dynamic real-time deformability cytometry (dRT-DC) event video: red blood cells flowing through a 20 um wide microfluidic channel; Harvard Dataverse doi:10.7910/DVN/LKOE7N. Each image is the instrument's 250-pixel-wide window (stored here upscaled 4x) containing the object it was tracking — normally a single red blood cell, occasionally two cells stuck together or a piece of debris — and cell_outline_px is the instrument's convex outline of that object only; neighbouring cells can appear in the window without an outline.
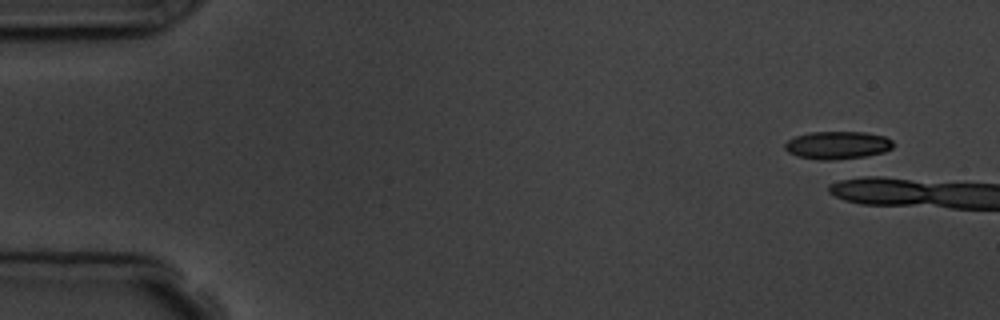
{"species": "common noctule bat (a hibernating species)", "species_latin": "Nyctalus noctula", "temperature_condition": "room temperature", "stored_images_in_passage": 1, "camera_frame_rate_fps": 3000, "um_per_image_px": 0.085, "animal": {"sex": "male", "body_mass_g": 19.5, "forearm_length_mm": 54.6}, "frame": {"image": 1, "passage_image": 1, "time_ms": 0.0, "image_size_px": [1000, 320], "cell_outline_px": [[892, 148], [884, 152], [864, 156], [832, 160], [820, 160], [796, 156], [788, 152], [784, 148], [784, 144], [788, 140], [796, 136], [808, 132], [864, 132], [884, 136], [892, 140]], "centroid_in_image_um": [71.15, 12.34], "position_along_channel_um": 13.8, "area_um2": 17.51}}